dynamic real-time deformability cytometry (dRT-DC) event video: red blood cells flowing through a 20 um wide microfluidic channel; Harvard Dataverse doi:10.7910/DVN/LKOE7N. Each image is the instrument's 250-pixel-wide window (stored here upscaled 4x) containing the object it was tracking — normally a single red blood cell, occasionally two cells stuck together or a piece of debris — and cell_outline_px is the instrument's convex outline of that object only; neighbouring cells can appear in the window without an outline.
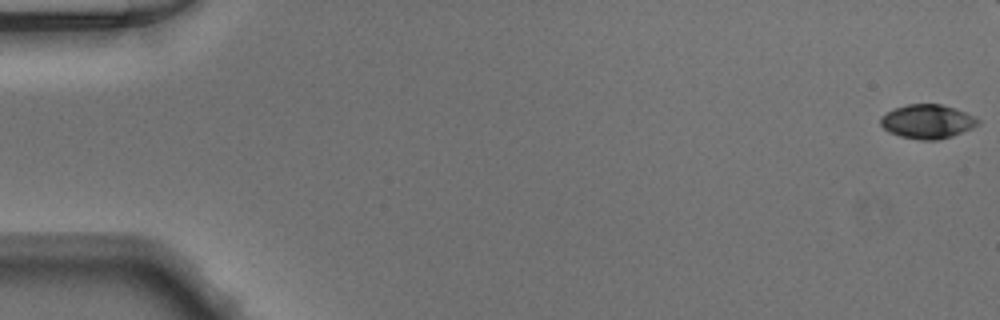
{"species": "Egyptian fruit bat (a non-hibernating species)", "species_latin": "Rousettus aegyptiacus", "temperature_condition": "warm", "stored_images_in_passage": 45, "camera_frame_rate_fps": 3000, "um_per_image_px": 0.085, "animal": {"sex": "male"}, "frame": {"image": 1, "passage_image": 1, "time_ms": 0.0, "image_size_px": [1000, 320], "cell_outline_px": [[980, 124], [972, 128], [952, 136], [936, 140], [920, 140], [900, 136], [888, 132], [880, 124], [880, 116], [896, 108], [908, 104], [940, 104], [956, 108], [976, 116], [980, 120]], "centroid_in_image_um": [78.85, 10.33], "position_along_channel_um": 6.1, "area_um2": 19.42}}
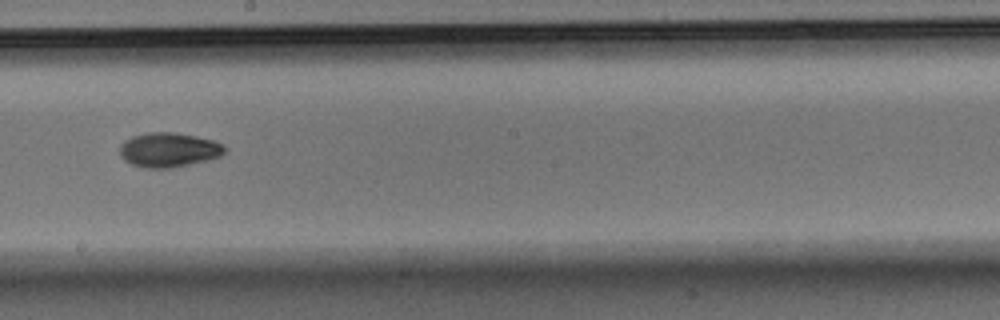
{"frame": {"image": 2, "passage_image": 29, "time_ms": 9.333, "image_size_px": [1000, 320], "cell_outline_px": [[228, 148], [220, 156], [208, 160], [172, 168], [144, 168], [132, 164], [124, 160], [120, 156], [120, 144], [124, 140], [132, 136], [148, 132], [172, 132], [196, 136], [212, 140], [224, 144]], "centroid_in_image_um": [14.34, 12.74], "position_along_channel_um": 233.9, "area_um2": 21.27}}
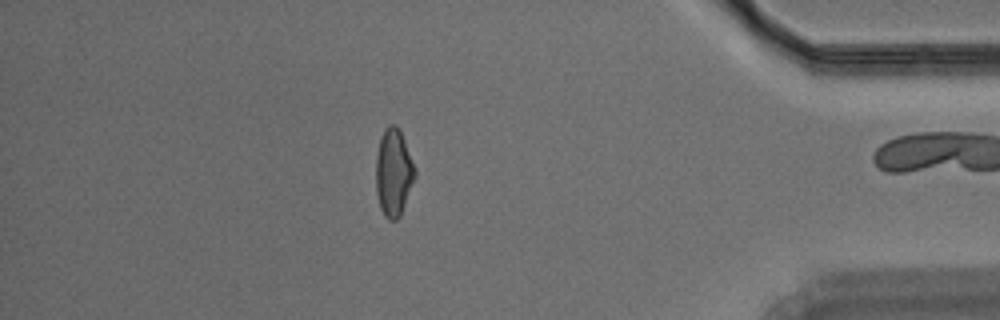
{"frame": {"image": 3, "passage_image": 44, "time_ms": 14.333, "image_size_px": [1000, 320], "cell_outline_px": [[416, 176], [400, 216], [396, 220], [388, 220], [384, 216], [380, 208], [376, 192], [376, 156], [380, 136], [384, 128], [388, 124], [396, 124], [400, 128], [416, 168]], "centroid_in_image_um": [33.45, 14.63], "position_along_channel_um": 401.7, "area_um2": 20.29}}